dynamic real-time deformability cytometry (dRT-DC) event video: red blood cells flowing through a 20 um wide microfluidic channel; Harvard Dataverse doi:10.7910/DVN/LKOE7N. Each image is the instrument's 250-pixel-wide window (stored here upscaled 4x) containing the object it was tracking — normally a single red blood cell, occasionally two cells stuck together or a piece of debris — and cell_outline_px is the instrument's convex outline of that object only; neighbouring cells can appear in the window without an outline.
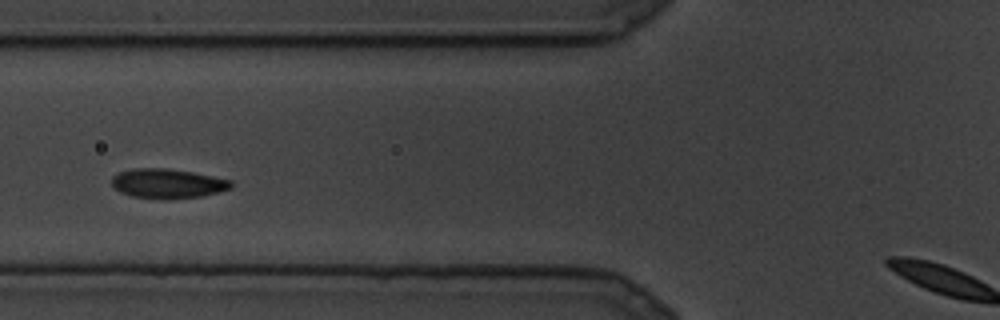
{"species": "common noctule bat (a hibernating species)", "species_latin": "Nyctalus noctula", "temperature_condition": "cold", "stored_images_in_passage": 19, "camera_frame_rate_fps": 3000, "um_per_image_px": 0.085, "animal": {"sex": "male", "body_mass_g": 19.5, "forearm_length_mm": 54.6}, "frame": {"image": 1, "passage_image": 6, "time_ms": 1.667, "image_size_px": [1000, 320], "cell_outline_px": [[232, 188], [200, 196], [168, 200], [164, 200], [132, 196], [120, 192], [112, 184], [112, 176], [116, 172], [132, 168], [168, 168], [192, 172], [232, 180]], "centroid_in_image_um": [14.21, 15.6], "position_along_channel_um": 111.6, "area_um2": 20.69}}
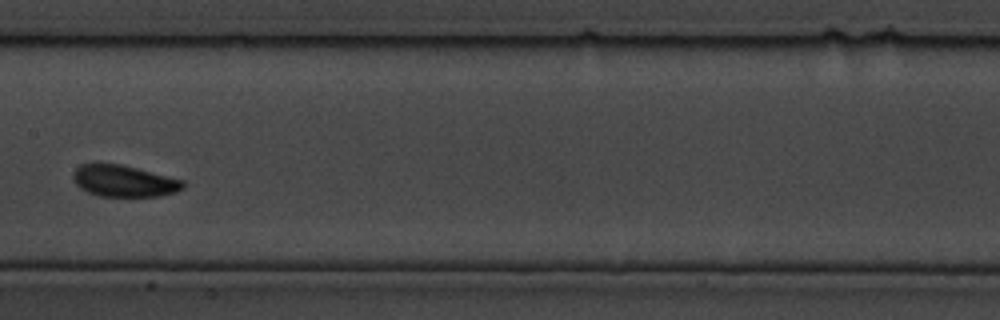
{"frame": {"image": 2, "passage_image": 9, "time_ms": 2.667, "image_size_px": [1000, 320], "cell_outline_px": [[184, 188], [176, 192], [160, 196], [100, 196], [88, 192], [80, 188], [76, 184], [72, 176], [76, 168], [80, 164], [96, 160], [120, 164], [184, 180]], "centroid_in_image_um": [10.48, 15.35], "position_along_channel_um": 196.9, "area_um2": 20.63}}